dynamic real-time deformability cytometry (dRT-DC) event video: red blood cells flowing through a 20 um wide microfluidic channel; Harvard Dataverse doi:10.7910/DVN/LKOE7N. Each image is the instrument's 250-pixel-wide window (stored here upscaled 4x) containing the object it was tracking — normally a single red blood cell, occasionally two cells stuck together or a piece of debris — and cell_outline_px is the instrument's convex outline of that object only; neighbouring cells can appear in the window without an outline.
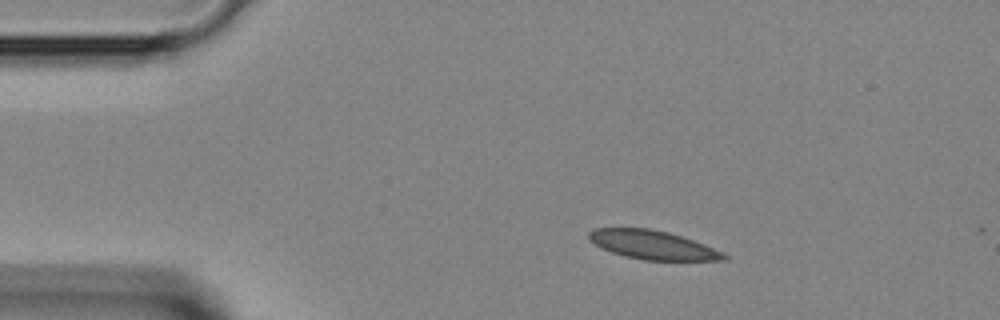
{"species": "Egyptian fruit bat (a non-hibernating species)", "species_latin": "Rousettus aegyptiacus", "temperature_condition": "room temperature", "stored_images_in_passage": 3, "segment_of_instrument_passage": [1, 2], "camera_frame_rate_fps": 3000, "um_per_image_px": 0.085, "animal": {"sex": "female"}, "frame": {"image": 1, "passage_image": 1, "time_ms": 0.0, "image_size_px": [1000, 320], "cell_outline_px": [[728, 256], [724, 260], [644, 260], [624, 256], [612, 252], [588, 240], [588, 232], [592, 228], [648, 228], [668, 232], [704, 244], [724, 252]], "centroid_in_image_um": [55.46, 20.81], "position_along_channel_um": 29.5, "area_um2": 22.48}}